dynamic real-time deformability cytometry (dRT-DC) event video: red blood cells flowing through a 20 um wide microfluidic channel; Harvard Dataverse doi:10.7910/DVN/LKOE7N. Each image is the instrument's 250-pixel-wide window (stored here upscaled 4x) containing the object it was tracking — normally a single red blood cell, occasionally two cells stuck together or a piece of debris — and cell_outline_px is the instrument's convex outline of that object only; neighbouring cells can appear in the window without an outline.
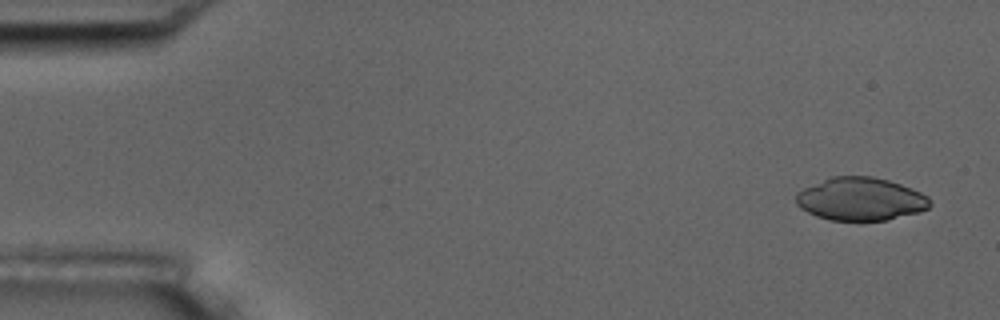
{"species": "common noctule bat (a hibernating species)", "species_latin": "Nyctalus noctula", "temperature_condition": "room temperature", "stored_images_in_passage": 5, "camera_frame_rate_fps": 3000, "um_per_image_px": 0.085, "animal": {"sex": "male", "body_mass_g": 17.5, "forearm_length_mm": 52.3}, "frame": {"image": 1, "passage_image": 1, "time_ms": 0.0, "image_size_px": [1000, 320], "cell_outline_px": [[932, 204], [928, 208], [920, 212], [888, 220], [828, 220], [816, 216], [800, 208], [796, 204], [796, 192], [804, 188], [832, 176], [872, 176], [888, 180], [912, 188], [928, 196]], "centroid_in_image_um": [73.16, 16.92], "position_along_channel_um": 11.8, "area_um2": 33.64}}